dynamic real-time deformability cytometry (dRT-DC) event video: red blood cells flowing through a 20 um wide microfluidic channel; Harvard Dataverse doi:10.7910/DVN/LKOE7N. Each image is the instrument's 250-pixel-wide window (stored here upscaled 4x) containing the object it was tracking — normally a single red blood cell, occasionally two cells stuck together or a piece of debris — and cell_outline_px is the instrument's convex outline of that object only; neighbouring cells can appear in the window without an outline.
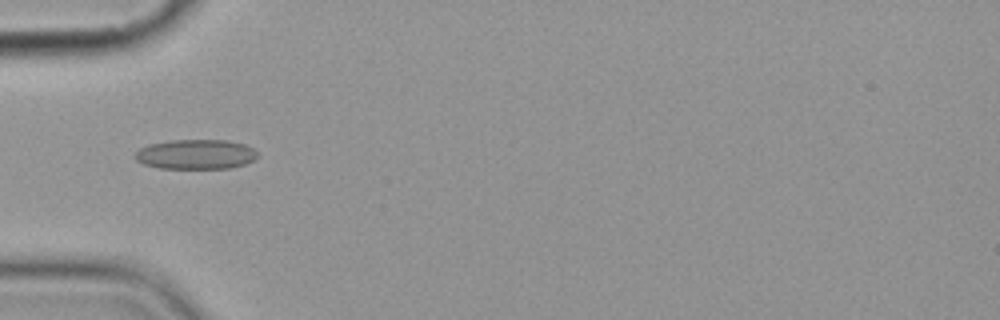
{"species": "common noctule bat (a hibernating species)", "species_latin": "Nyctalus noctula", "temperature_condition": "cold", "stored_images_in_passage": 8, "camera_frame_rate_fps": 3000, "um_per_image_px": 0.085, "animal": {"sex": "female", "body_mass_g": 19.9}, "frame": {"image": 1, "passage_image": 2, "time_ms": 1.333, "image_size_px": [1000, 320], "cell_outline_px": [[260, 156], [244, 164], [228, 168], [160, 168], [144, 164], [136, 160], [132, 156], [140, 148], [148, 144], [168, 140], [228, 140], [244, 144], [252, 148]], "centroid_in_image_um": [16.61, 13.11], "position_along_channel_um": 68.4, "area_um2": 21.27}}
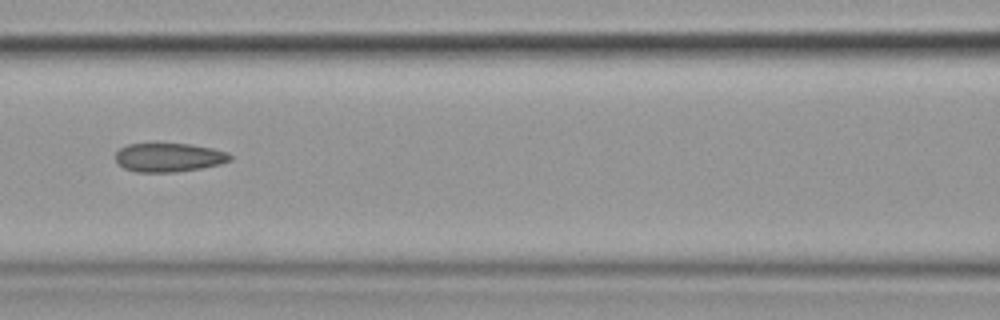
{"frame": {"image": 2, "passage_image": 4, "time_ms": 3.667, "image_size_px": [1000, 320], "cell_outline_px": [[232, 160], [220, 164], [200, 168], [172, 172], [136, 172], [124, 168], [116, 164], [116, 152], [120, 148], [128, 144], [188, 144], [212, 148], [228, 152], [232, 156]], "centroid_in_image_um": [14.34, 13.38], "position_along_channel_um": 152.3, "area_um2": 19.19}}
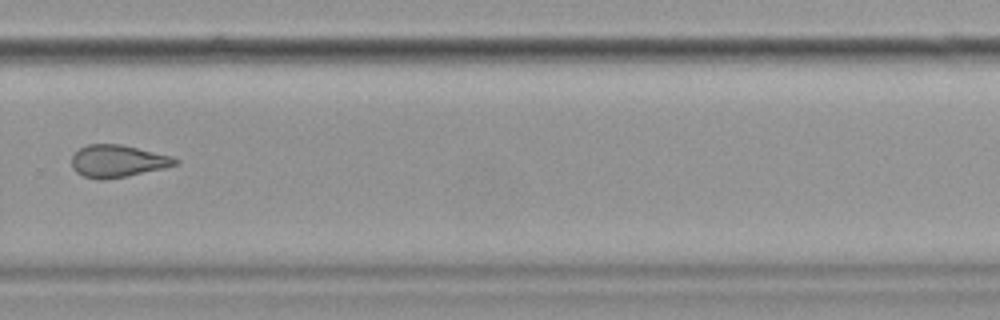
{"frame": {"image": 3, "passage_image": 8, "time_ms": 8.333, "image_size_px": [1000, 320], "cell_outline_px": [[180, 164], [164, 168], [104, 180], [100, 180], [84, 176], [76, 172], [72, 168], [72, 156], [80, 148], [88, 144], [120, 144], [172, 156], [180, 160]], "centroid_in_image_um": [10.01, 13.69], "position_along_channel_um": 319.8, "area_um2": 19.36}}